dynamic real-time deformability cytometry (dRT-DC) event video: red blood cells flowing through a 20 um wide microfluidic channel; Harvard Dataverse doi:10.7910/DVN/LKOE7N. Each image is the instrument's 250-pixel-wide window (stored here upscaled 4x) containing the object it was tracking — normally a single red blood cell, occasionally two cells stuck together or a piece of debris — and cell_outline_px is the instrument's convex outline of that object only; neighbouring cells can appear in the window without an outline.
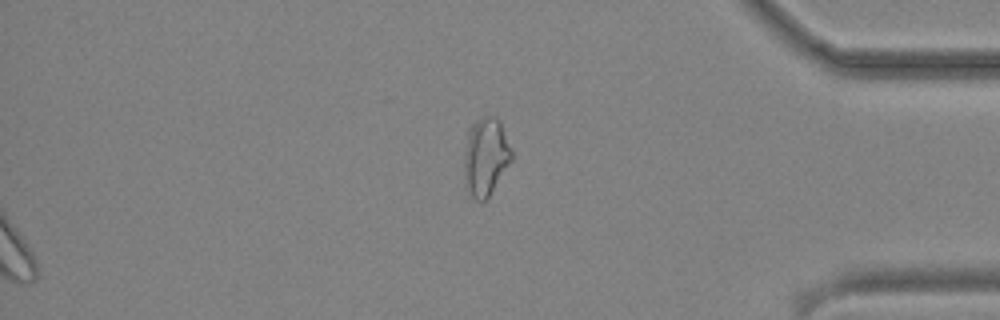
{"species": "common noctule bat (a hibernating species)", "species_latin": "Nyctalus noctula", "temperature_condition": "cold", "stored_images_in_passage": 49, "segment_of_instrument_passage": [2, 2], "camera_frame_rate_fps": 3000, "um_per_image_px": 0.085, "animal": {"sex": "male", "body_mass_g": 19.2, "forearm_length_mm": 51.8}, "frame": {"image": 1, "passage_image": 49, "time_ms": 16.0, "image_size_px": [1000, 320], "cell_outline_px": [[512, 160], [488, 196], [484, 200], [476, 200], [472, 196], [468, 188], [464, 176], [464, 152], [468, 128], [480, 116], [496, 116], [500, 120], [512, 152]], "centroid_in_image_um": [41.27, 13.25], "position_along_channel_um": 393.9, "area_um2": 21.44}}